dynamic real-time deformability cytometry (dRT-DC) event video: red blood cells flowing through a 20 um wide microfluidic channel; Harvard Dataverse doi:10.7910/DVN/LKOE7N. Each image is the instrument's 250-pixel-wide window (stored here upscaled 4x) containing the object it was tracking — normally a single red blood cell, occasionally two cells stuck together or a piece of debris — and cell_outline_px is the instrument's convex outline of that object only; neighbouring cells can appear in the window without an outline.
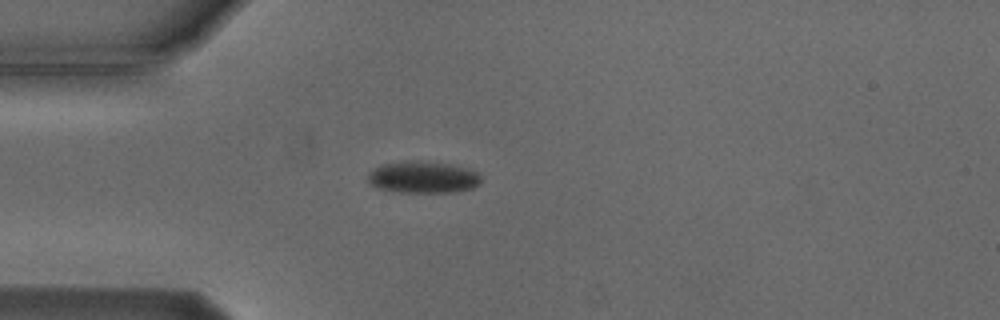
{"species": "Egyptian fruit bat (a non-hibernating species)", "species_latin": "Rousettus aegyptiacus", "temperature_condition": "cold", "stored_images_in_passage": 5, "camera_frame_rate_fps": 3000, "um_per_image_px": 0.085, "animal": {"sex": "male"}, "frame": {"image": 1, "passage_image": 4, "time_ms": 4.667, "image_size_px": [1000, 320], "cell_outline_px": [[480, 184], [472, 188], [456, 192], [396, 192], [376, 188], [368, 180], [368, 172], [384, 164], [404, 160], [416, 160], [448, 164], [468, 168], [480, 172]], "centroid_in_image_um": [35.97, 15.06], "position_along_channel_um": 49.0, "area_um2": 21.15}}